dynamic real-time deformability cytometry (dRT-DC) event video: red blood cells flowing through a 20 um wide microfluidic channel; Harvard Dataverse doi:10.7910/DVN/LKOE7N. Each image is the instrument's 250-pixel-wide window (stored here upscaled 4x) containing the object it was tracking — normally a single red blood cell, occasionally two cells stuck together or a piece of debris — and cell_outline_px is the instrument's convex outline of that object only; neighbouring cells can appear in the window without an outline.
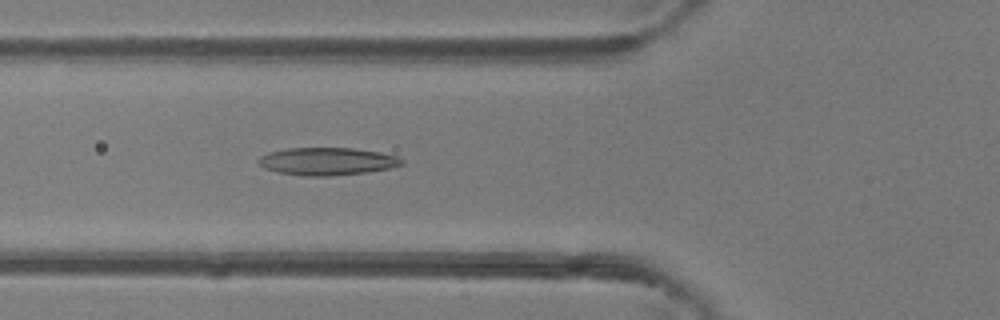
{"species": "common noctule bat (a hibernating species)", "species_latin": "Nyctalus noctula", "temperature_condition": "room temperature", "stored_images_in_passage": 46, "camera_frame_rate_fps": 3000, "um_per_image_px": 0.085, "animal": {"sex": "female"}, "frame": {"image": 1, "passage_image": 17, "time_ms": 5.333, "image_size_px": [1000, 320], "cell_outline_px": [[404, 164], [388, 168], [368, 172], [328, 176], [304, 176], [276, 172], [264, 168], [256, 160], [260, 156], [268, 152], [288, 148], [356, 148], [380, 152], [396, 156], [404, 160]], "centroid_in_image_um": [27.79, 13.71], "position_along_channel_um": 98.0, "area_um2": 23.18}}
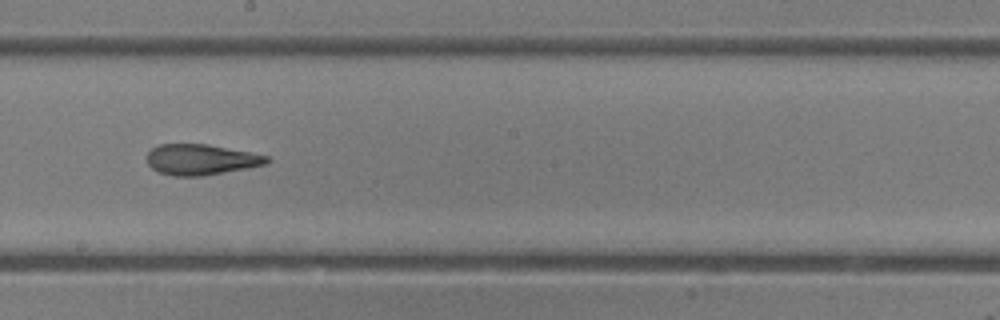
{"frame": {"image": 2, "passage_image": 26, "time_ms": 8.333, "image_size_px": [1000, 320], "cell_outline_px": [[272, 160], [264, 164], [248, 168], [204, 176], [172, 176], [160, 172], [152, 168], [148, 164], [148, 152], [152, 148], [160, 144], [208, 144], [268, 156]], "centroid_in_image_um": [17.08, 13.57], "position_along_channel_um": 231.1, "area_um2": 21.33}}
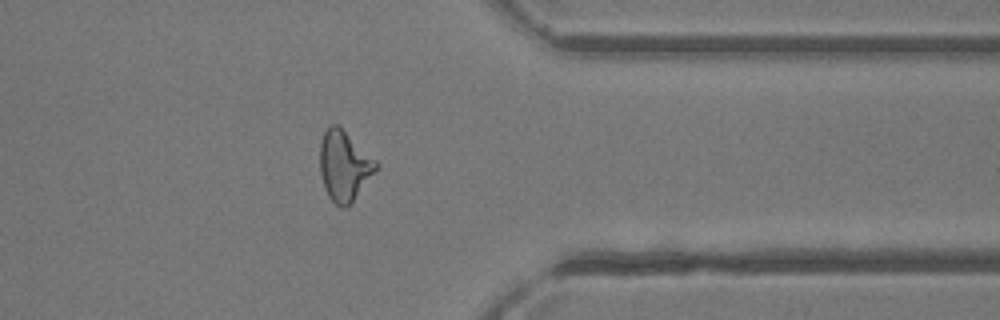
{"frame": {"image": 3, "passage_image": 37, "time_ms": 12.0, "image_size_px": [1000, 320], "cell_outline_px": [[380, 164], [348, 208], [340, 208], [328, 196], [324, 188], [320, 172], [320, 144], [324, 132], [328, 124], [336, 124], [376, 160]], "centroid_in_image_um": [29.24, 14.12], "position_along_channel_um": 382.2, "area_um2": 22.72}, "authors_computed_cell_mechanics": {"area_um2": 22.8888, "velocity_mm_per_s": 4.4145, "shape_relaxation_time_tau1_ms": null, "shape_relaxation_time_tau2_ms": 2.3947, "deformation_change_tau1": null, "deformation_change_tau2": 0.1221}}